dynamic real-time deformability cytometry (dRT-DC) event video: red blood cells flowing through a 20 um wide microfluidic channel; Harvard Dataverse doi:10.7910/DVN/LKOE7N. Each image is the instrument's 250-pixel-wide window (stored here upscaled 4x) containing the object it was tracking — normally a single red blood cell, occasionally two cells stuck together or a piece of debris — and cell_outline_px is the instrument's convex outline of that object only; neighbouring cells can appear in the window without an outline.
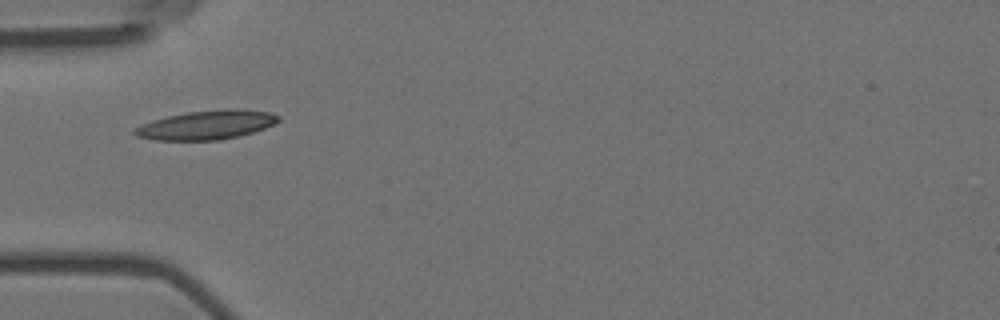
{"species": "Egyptian fruit bat (a non-hibernating species)", "species_latin": "Rousettus aegyptiacus", "temperature_condition": "room temperature", "stored_images_in_passage": 16, "camera_frame_rate_fps": 3000, "um_per_image_px": 0.085, "animal": {"sex": "female"}, "frame": {"image": 1, "passage_image": 6, "time_ms": 1.667, "image_size_px": [1000, 320], "cell_outline_px": [[280, 120], [264, 128], [252, 132], [220, 140], [156, 140], [136, 136], [132, 132], [132, 128], [140, 124], [152, 120], [168, 116], [188, 112], [224, 108], [268, 112], [280, 116]], "centroid_in_image_um": [17.48, 10.62], "position_along_channel_um": 67.5, "area_um2": 24.16}}
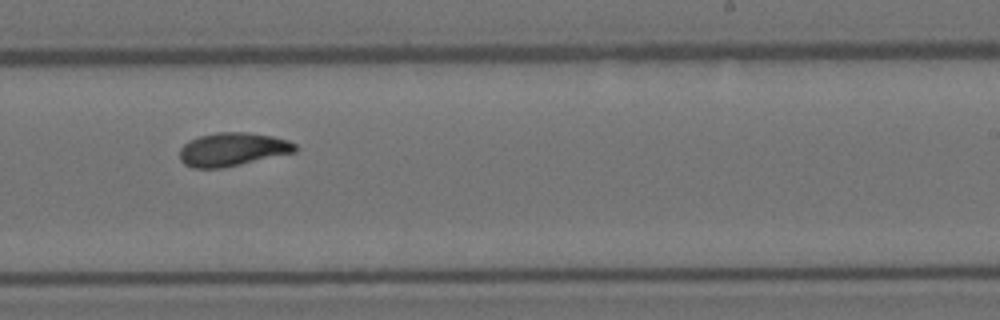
{"frame": {"image": 2, "passage_image": 11, "time_ms": 3.333, "image_size_px": [1000, 320], "cell_outline_px": [[296, 152], [240, 164], [220, 168], [192, 168], [184, 164], [180, 160], [180, 148], [184, 144], [200, 136], [216, 132], [248, 132], [272, 136], [288, 140], [296, 144]], "centroid_in_image_um": [19.76, 12.69], "position_along_channel_um": 269.2, "area_um2": 22.37}}
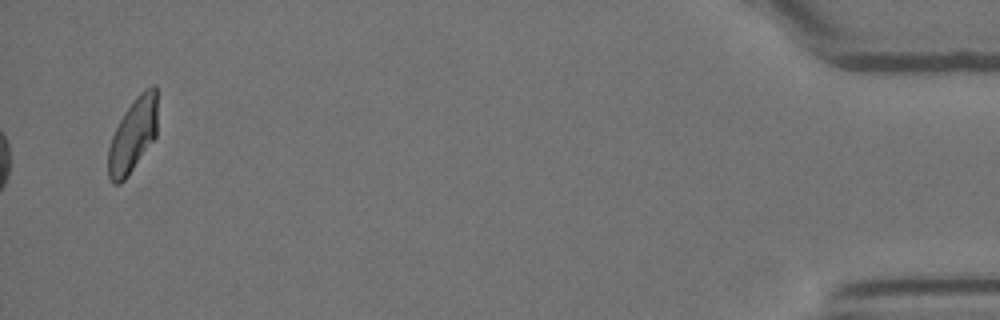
{"frame": {"image": 3, "passage_image": 16, "time_ms": 5.0, "image_size_px": [1000, 320], "cell_outline_px": [[156, 136], [128, 176], [120, 184], [112, 184], [108, 176], [108, 148], [112, 136], [124, 112], [136, 96], [144, 88], [152, 84], [156, 84]], "centroid_in_image_um": [11.28, 11.49], "position_along_channel_um": 423.9, "area_um2": 21.21}}